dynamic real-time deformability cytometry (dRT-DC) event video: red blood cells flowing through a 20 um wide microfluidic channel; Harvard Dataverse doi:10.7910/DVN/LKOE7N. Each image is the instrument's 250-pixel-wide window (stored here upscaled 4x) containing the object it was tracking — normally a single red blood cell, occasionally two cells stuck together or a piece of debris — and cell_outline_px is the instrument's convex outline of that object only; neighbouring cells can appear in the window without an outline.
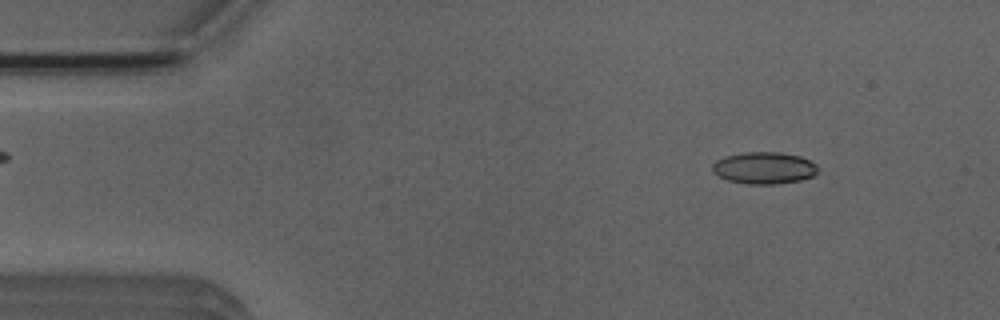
{"species": "Egyptian fruit bat (a non-hibernating species)", "species_latin": "Rousettus aegyptiacus", "temperature_condition": "room temperature", "stored_images_in_passage": 48, "camera_frame_rate_fps": 3000, "um_per_image_px": 0.085, "animal": {"sex": "male"}, "frame": {"image": 1, "passage_image": 2, "time_ms": 0.333, "image_size_px": [1000, 320], "cell_outline_px": [[820, 168], [812, 176], [800, 180], [776, 184], [748, 184], [728, 180], [712, 172], [712, 164], [716, 160], [724, 156], [744, 152], [780, 152], [800, 156], [816, 164]], "centroid_in_image_um": [64.94, 14.27], "position_along_channel_um": 20.1, "area_um2": 19.65}}
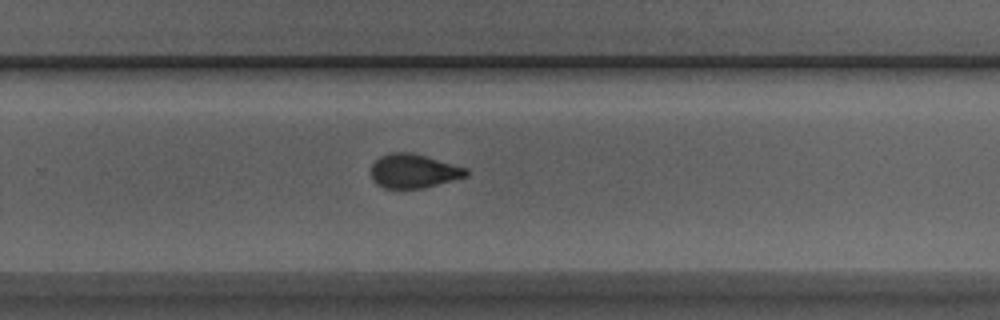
{"frame": {"image": 2, "passage_image": 29, "time_ms": 9.333, "image_size_px": [1000, 320], "cell_outline_px": [[468, 172], [464, 176], [452, 180], [424, 188], [384, 188], [376, 184], [372, 180], [368, 172], [372, 164], [380, 156], [392, 152], [412, 152], [468, 168]], "centroid_in_image_um": [35.09, 14.53], "position_along_channel_um": 294.7, "area_um2": 18.96}}
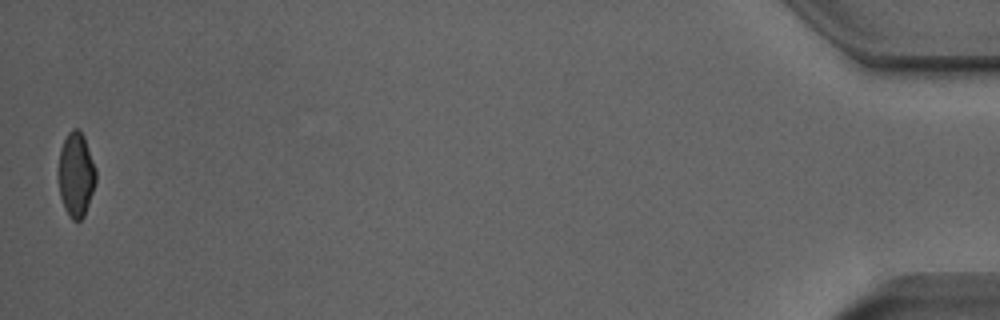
{"frame": {"image": 3, "passage_image": 47, "time_ms": 15.333, "image_size_px": [1000, 320], "cell_outline_px": [[96, 180], [84, 216], [80, 220], [72, 220], [68, 216], [64, 208], [60, 196], [56, 176], [56, 172], [60, 148], [68, 132], [72, 128], [76, 128], [84, 136], [96, 168]], "centroid_in_image_um": [6.42, 14.83], "position_along_channel_um": 428.8, "area_um2": 18.84}}